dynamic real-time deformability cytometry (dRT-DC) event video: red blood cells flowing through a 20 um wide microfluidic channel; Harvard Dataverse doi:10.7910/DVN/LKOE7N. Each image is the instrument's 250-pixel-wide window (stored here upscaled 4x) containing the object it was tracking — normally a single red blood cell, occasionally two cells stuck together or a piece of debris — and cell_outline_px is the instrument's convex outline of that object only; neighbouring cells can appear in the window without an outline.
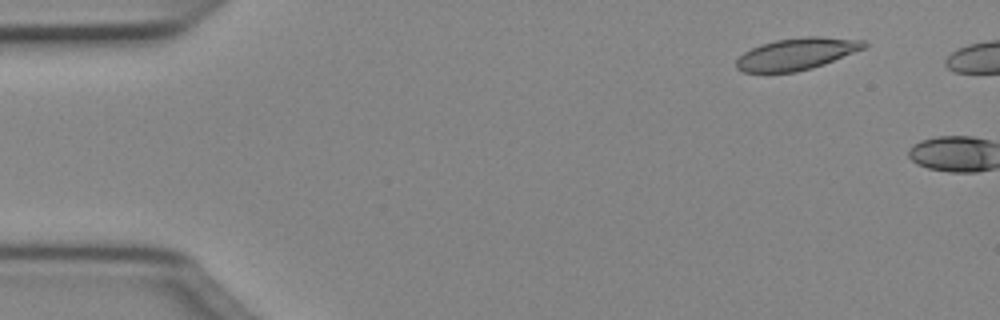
{"species": "Egyptian fruit bat (a non-hibernating species)", "species_latin": "Rousettus aegyptiacus", "temperature_condition": "cold", "stored_images_in_passage": 3, "camera_frame_rate_fps": 3000, "um_per_image_px": 0.085, "animal": {"sex": "female"}, "frame": {"image": 1, "passage_image": 1, "time_ms": 0.0, "image_size_px": [1000, 320], "cell_outline_px": [[868, 44], [864, 48], [824, 64], [812, 68], [796, 72], [744, 72], [736, 68], [736, 60], [744, 52], [760, 44], [776, 40], [804, 36], [820, 36], [864, 40]], "centroid_in_image_um": [67.71, 4.57], "position_along_channel_um": 17.3, "area_um2": 23.64}}